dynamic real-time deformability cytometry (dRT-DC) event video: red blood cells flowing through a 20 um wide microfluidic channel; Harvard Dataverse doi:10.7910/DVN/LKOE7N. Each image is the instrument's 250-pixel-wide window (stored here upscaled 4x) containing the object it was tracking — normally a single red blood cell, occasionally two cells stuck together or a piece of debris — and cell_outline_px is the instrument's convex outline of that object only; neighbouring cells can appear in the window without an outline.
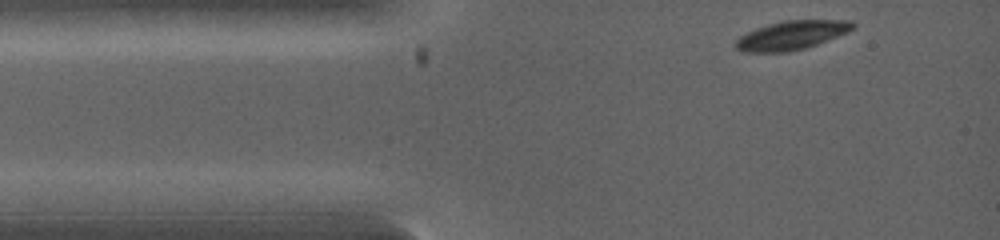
{"species": "common noctule bat (a hibernating species)", "species_latin": "Nyctalus noctula", "temperature_condition": "warm", "stored_images_in_passage": 2, "camera_frame_rate_fps": 5000, "um_per_image_px": 0.085, "animal": {"sex": "female", "body_mass_g": 19.0, "forearm_length_mm": 53.3}, "frame": {"image": 1, "passage_image": 1, "time_ms": 0.0, "image_size_px": [1000, 240], "cell_outline_px": [[856, 28], [848, 32], [816, 44], [804, 48], [788, 52], [744, 52], [736, 48], [736, 40], [740, 36], [756, 28], [768, 24], [784, 20], [852, 20], [856, 24]], "centroid_in_image_um": [67.32, 2.98], "position_along_channel_um": 17.7, "area_um2": 19.65}}
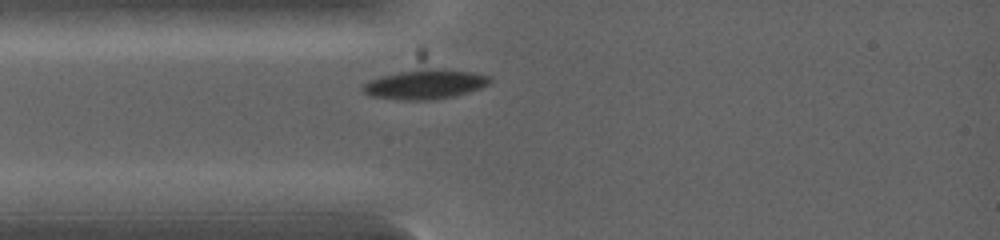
{"frame": {"image": 2, "passage_image": 2, "time_ms": 1.2, "image_size_px": [1000, 240], "cell_outline_px": [[492, 80], [488, 84], [480, 88], [468, 92], [452, 96], [432, 100], [400, 100], [372, 96], [364, 92], [360, 88], [364, 84], [420, 52], [424, 52], [492, 76]], "centroid_in_image_um": [36.19, 6.78], "position_along_channel_um": 48.8, "area_um2": 28.21}}